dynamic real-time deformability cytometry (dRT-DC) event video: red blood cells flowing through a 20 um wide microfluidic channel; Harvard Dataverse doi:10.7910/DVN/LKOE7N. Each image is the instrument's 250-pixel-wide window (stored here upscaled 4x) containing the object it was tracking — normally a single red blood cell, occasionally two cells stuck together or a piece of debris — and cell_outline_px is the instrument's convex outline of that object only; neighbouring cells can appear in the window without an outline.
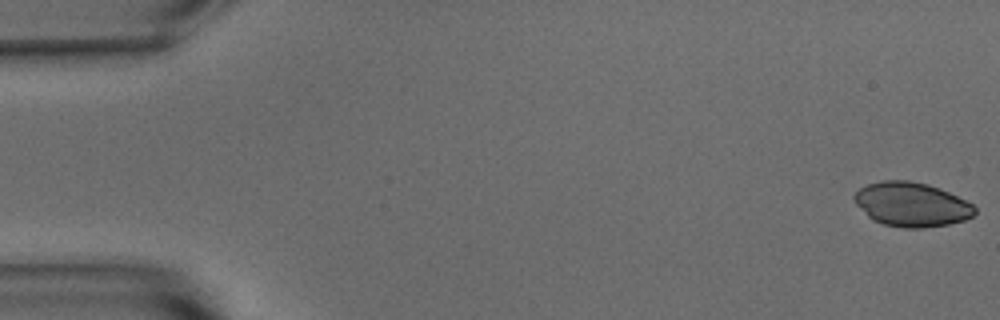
{"species": "common noctule bat (a hibernating species)", "species_latin": "Nyctalus noctula", "temperature_condition": "warm", "stored_images_in_passage": 53, "camera_frame_rate_fps": 3000, "um_per_image_px": 0.085, "animal": {"sex": "male", "body_mass_g": 15.6}, "frame": {"image": 1, "passage_image": 1, "time_ms": 0.0, "image_size_px": [1000, 320], "cell_outline_px": [[976, 212], [972, 216], [964, 220], [948, 224], [924, 228], [904, 228], [884, 224], [872, 220], [856, 204], [852, 196], [860, 188], [868, 184], [880, 180], [908, 180], [928, 184], [948, 192], [972, 204], [976, 208]], "centroid_in_image_um": [77.46, 17.38], "position_along_channel_um": 7.5, "area_um2": 30.98}}